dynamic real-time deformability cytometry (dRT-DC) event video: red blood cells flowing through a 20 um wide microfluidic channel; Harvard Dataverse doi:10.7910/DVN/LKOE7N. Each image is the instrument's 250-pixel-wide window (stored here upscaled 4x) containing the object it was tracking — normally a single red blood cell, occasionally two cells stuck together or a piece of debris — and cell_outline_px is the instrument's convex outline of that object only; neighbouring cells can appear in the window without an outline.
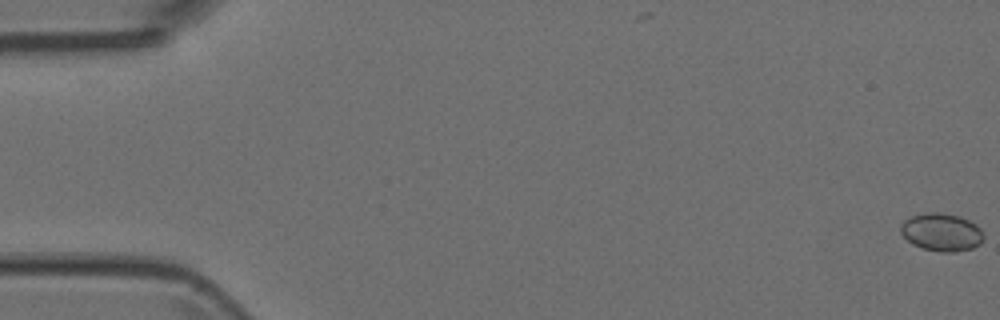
{"species": "Egyptian fruit bat (a non-hibernating species)", "species_latin": "Rousettus aegyptiacus", "temperature_condition": "room temperature", "stored_images_in_passage": 5, "camera_frame_rate_fps": 3000, "um_per_image_px": 0.085, "animal": {"sex": "female"}, "frame": {"image": 1, "passage_image": 1, "time_ms": 0.0, "image_size_px": [1000, 320], "cell_outline_px": [[984, 236], [980, 244], [972, 248], [956, 252], [940, 252], [924, 248], [912, 244], [900, 232], [900, 224], [904, 220], [912, 216], [924, 212], [936, 212], [960, 216], [976, 224], [980, 228]], "centroid_in_image_um": [80.03, 19.73], "position_along_channel_um": 5.0, "area_um2": 18.32}}
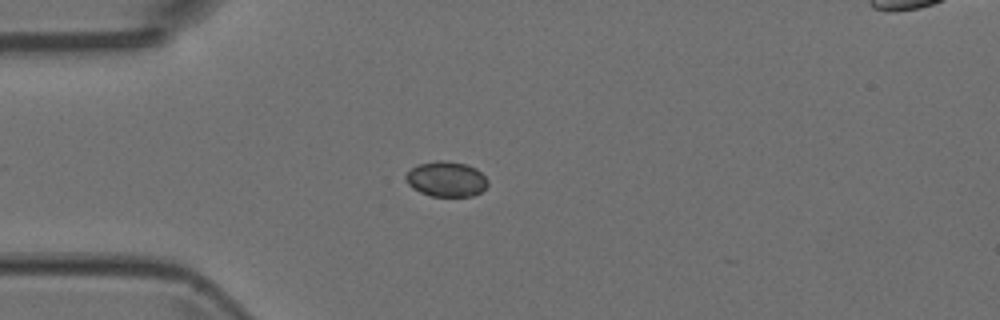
{"frame": {"image": 2, "passage_image": 5, "time_ms": 1.333, "image_size_px": [1000, 320], "cell_outline_px": [[488, 184], [480, 192], [472, 196], [432, 196], [420, 192], [412, 188], [408, 184], [404, 176], [416, 164], [436, 160], [444, 160], [468, 164], [476, 168], [488, 180]], "centroid_in_image_um": [37.92, 15.2], "position_along_channel_um": 47.1, "area_um2": 16.94}}